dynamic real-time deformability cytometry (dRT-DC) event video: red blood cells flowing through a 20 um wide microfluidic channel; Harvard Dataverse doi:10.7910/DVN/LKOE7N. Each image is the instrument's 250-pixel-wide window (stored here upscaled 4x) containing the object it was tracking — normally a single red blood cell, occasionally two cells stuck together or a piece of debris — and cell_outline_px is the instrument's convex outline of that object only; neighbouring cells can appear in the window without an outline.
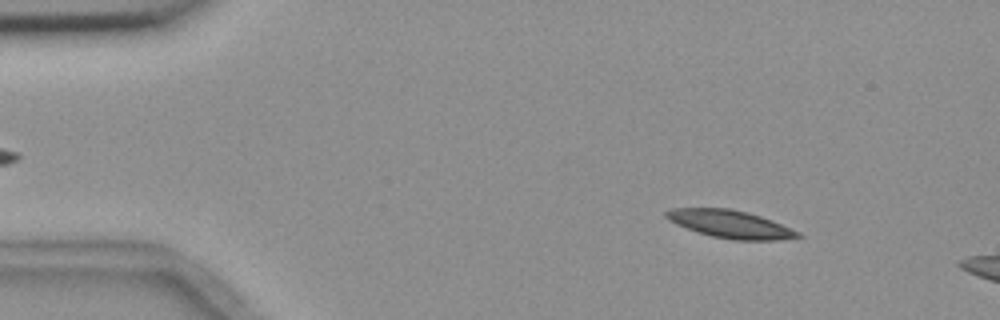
{"species": "common noctule bat (a hibernating species)", "species_latin": "Nyctalus noctula", "temperature_condition": "room temperature", "stored_images_in_passage": 4, "camera_frame_rate_fps": 3000, "um_per_image_px": 0.085, "animal": {"sex": "female", "body_mass_g": 18.4}, "frame": {"image": 1, "passage_image": 2, "time_ms": 1.0, "image_size_px": [1000, 320], "cell_outline_px": [[804, 236], [776, 240], [732, 240], [712, 236], [696, 232], [676, 224], [668, 220], [664, 216], [664, 212], [672, 208], [728, 208], [748, 212], [772, 220], [800, 232]], "centroid_in_image_um": [62.05, 19.05], "position_along_channel_um": 22.9, "area_um2": 21.39}}